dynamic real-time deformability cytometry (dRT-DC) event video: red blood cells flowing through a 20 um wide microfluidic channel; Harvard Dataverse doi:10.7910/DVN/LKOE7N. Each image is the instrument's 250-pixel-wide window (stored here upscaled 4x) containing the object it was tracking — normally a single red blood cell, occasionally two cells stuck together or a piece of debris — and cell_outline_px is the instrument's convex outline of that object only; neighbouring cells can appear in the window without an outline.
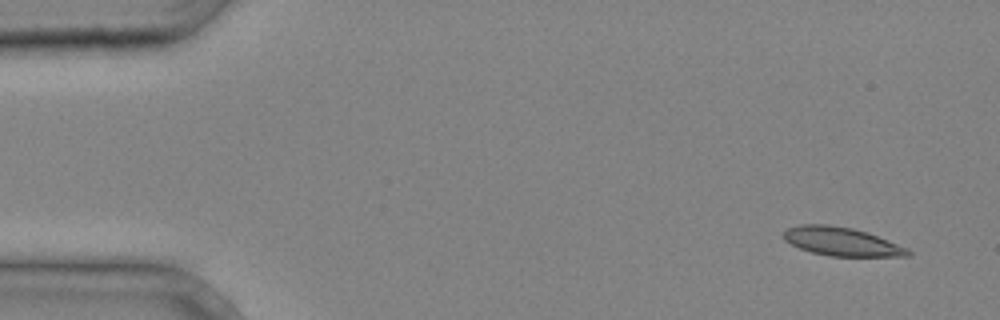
{"species": "common noctule bat (a hibernating species)", "species_latin": "Nyctalus noctula", "temperature_condition": "cold", "stored_images_in_passage": 3, "camera_frame_rate_fps": 3000, "um_per_image_px": 0.085, "animal": {"sex": "male", "body_mass_g": 20.4}, "frame": {"image": 1, "passage_image": 1, "time_ms": 0.0, "image_size_px": [1000, 320], "cell_outline_px": [[912, 252], [908, 256], [828, 256], [812, 252], [800, 248], [784, 240], [784, 232], [788, 228], [800, 224], [828, 224], [852, 228], [868, 232], [908, 248]], "centroid_in_image_um": [71.55, 20.53], "position_along_channel_um": 13.5, "area_um2": 20.63}}
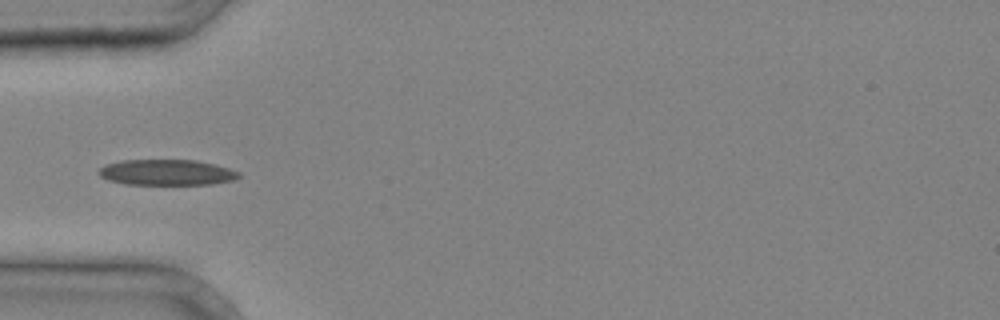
{"frame": {"image": 2, "passage_image": 3, "time_ms": 0.667, "image_size_px": [1000, 320], "cell_outline_px": [[240, 176], [236, 180], [212, 184], [124, 184], [108, 180], [100, 176], [96, 172], [100, 168], [108, 164], [120, 160], [196, 160], [228, 168], [240, 172]], "centroid_in_image_um": [14.16, 14.66], "position_along_channel_um": 70.8, "area_um2": 20.98}}